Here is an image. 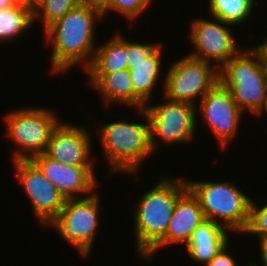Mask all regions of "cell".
Instances as JSON below:
<instances>
[{
    "instance_id": "obj_1",
    "label": "cell",
    "mask_w": 267,
    "mask_h": 266,
    "mask_svg": "<svg viewBox=\"0 0 267 266\" xmlns=\"http://www.w3.org/2000/svg\"><path fill=\"white\" fill-rule=\"evenodd\" d=\"M101 20V8L82 3L43 31L44 42L52 49L49 74L64 75L77 65L84 71L90 65L98 46L96 28Z\"/></svg>"
},
{
    "instance_id": "obj_2",
    "label": "cell",
    "mask_w": 267,
    "mask_h": 266,
    "mask_svg": "<svg viewBox=\"0 0 267 266\" xmlns=\"http://www.w3.org/2000/svg\"><path fill=\"white\" fill-rule=\"evenodd\" d=\"M138 118L146 121L141 122L134 120L131 122L128 119H119L111 123L101 124L97 126L96 136L99 137L102 145V155L107 166L108 174L128 176H138L143 164L149 160V157L155 155L150 144V121L144 108L136 109ZM146 160V161H145ZM138 173V174H137Z\"/></svg>"
},
{
    "instance_id": "obj_3",
    "label": "cell",
    "mask_w": 267,
    "mask_h": 266,
    "mask_svg": "<svg viewBox=\"0 0 267 266\" xmlns=\"http://www.w3.org/2000/svg\"><path fill=\"white\" fill-rule=\"evenodd\" d=\"M186 177L163 176L138 197L133 209L135 249L143 258L166 234L178 199L188 190Z\"/></svg>"
},
{
    "instance_id": "obj_4",
    "label": "cell",
    "mask_w": 267,
    "mask_h": 266,
    "mask_svg": "<svg viewBox=\"0 0 267 266\" xmlns=\"http://www.w3.org/2000/svg\"><path fill=\"white\" fill-rule=\"evenodd\" d=\"M198 199L205 219L216 222L232 233L242 234L249 223L251 198L232 181L186 180ZM237 186V187H236Z\"/></svg>"
},
{
    "instance_id": "obj_5",
    "label": "cell",
    "mask_w": 267,
    "mask_h": 266,
    "mask_svg": "<svg viewBox=\"0 0 267 266\" xmlns=\"http://www.w3.org/2000/svg\"><path fill=\"white\" fill-rule=\"evenodd\" d=\"M250 48H243L227 61L218 70V77L236 105L246 114L249 112L254 116L267 97V72L260 54Z\"/></svg>"
},
{
    "instance_id": "obj_6",
    "label": "cell",
    "mask_w": 267,
    "mask_h": 266,
    "mask_svg": "<svg viewBox=\"0 0 267 266\" xmlns=\"http://www.w3.org/2000/svg\"><path fill=\"white\" fill-rule=\"evenodd\" d=\"M11 111L2 118L6 126L5 138L15 145L11 150V161L30 160L45 153L51 133L61 120L58 112L45 106H27Z\"/></svg>"
},
{
    "instance_id": "obj_7",
    "label": "cell",
    "mask_w": 267,
    "mask_h": 266,
    "mask_svg": "<svg viewBox=\"0 0 267 266\" xmlns=\"http://www.w3.org/2000/svg\"><path fill=\"white\" fill-rule=\"evenodd\" d=\"M100 196L92 195L80 199H68L56 218L47 226L55 229L60 238L88 258L97 238L100 223Z\"/></svg>"
},
{
    "instance_id": "obj_8",
    "label": "cell",
    "mask_w": 267,
    "mask_h": 266,
    "mask_svg": "<svg viewBox=\"0 0 267 266\" xmlns=\"http://www.w3.org/2000/svg\"><path fill=\"white\" fill-rule=\"evenodd\" d=\"M172 62L164 71L161 83V93L169 100L196 106L198 99L201 100L219 82L218 69L209 62L189 55H182Z\"/></svg>"
},
{
    "instance_id": "obj_9",
    "label": "cell",
    "mask_w": 267,
    "mask_h": 266,
    "mask_svg": "<svg viewBox=\"0 0 267 266\" xmlns=\"http://www.w3.org/2000/svg\"><path fill=\"white\" fill-rule=\"evenodd\" d=\"M161 96L165 102L148 103L144 107L150 121V144L154 153L161 148V143L167 146L190 143L197 132L196 106Z\"/></svg>"
},
{
    "instance_id": "obj_10",
    "label": "cell",
    "mask_w": 267,
    "mask_h": 266,
    "mask_svg": "<svg viewBox=\"0 0 267 266\" xmlns=\"http://www.w3.org/2000/svg\"><path fill=\"white\" fill-rule=\"evenodd\" d=\"M212 19L198 17L191 20L188 40L194 51L187 55L209 62L219 70L245 47L240 48L236 42L233 25Z\"/></svg>"
},
{
    "instance_id": "obj_11",
    "label": "cell",
    "mask_w": 267,
    "mask_h": 266,
    "mask_svg": "<svg viewBox=\"0 0 267 266\" xmlns=\"http://www.w3.org/2000/svg\"><path fill=\"white\" fill-rule=\"evenodd\" d=\"M198 103L196 120H200L198 116L201 115V120L220 143L219 147L226 149L239 134V124L244 112L236 105L231 93L219 82Z\"/></svg>"
},
{
    "instance_id": "obj_12",
    "label": "cell",
    "mask_w": 267,
    "mask_h": 266,
    "mask_svg": "<svg viewBox=\"0 0 267 266\" xmlns=\"http://www.w3.org/2000/svg\"><path fill=\"white\" fill-rule=\"evenodd\" d=\"M12 166L33 213L41 226L47 228L60 213L66 200L31 160H15Z\"/></svg>"
},
{
    "instance_id": "obj_13",
    "label": "cell",
    "mask_w": 267,
    "mask_h": 266,
    "mask_svg": "<svg viewBox=\"0 0 267 266\" xmlns=\"http://www.w3.org/2000/svg\"><path fill=\"white\" fill-rule=\"evenodd\" d=\"M30 160L65 200L88 197L97 191L96 187H99L95 166L64 164L48 157L45 153L35 155Z\"/></svg>"
},
{
    "instance_id": "obj_14",
    "label": "cell",
    "mask_w": 267,
    "mask_h": 266,
    "mask_svg": "<svg viewBox=\"0 0 267 266\" xmlns=\"http://www.w3.org/2000/svg\"><path fill=\"white\" fill-rule=\"evenodd\" d=\"M62 121L52 131L45 154L72 166L96 165L92 155L93 131L83 125Z\"/></svg>"
},
{
    "instance_id": "obj_15",
    "label": "cell",
    "mask_w": 267,
    "mask_h": 266,
    "mask_svg": "<svg viewBox=\"0 0 267 266\" xmlns=\"http://www.w3.org/2000/svg\"><path fill=\"white\" fill-rule=\"evenodd\" d=\"M205 216L198 199L188 189L177 201L165 236L143 257L153 261L155 253L165 246L186 245ZM154 254V255H153Z\"/></svg>"
},
{
    "instance_id": "obj_16",
    "label": "cell",
    "mask_w": 267,
    "mask_h": 266,
    "mask_svg": "<svg viewBox=\"0 0 267 266\" xmlns=\"http://www.w3.org/2000/svg\"><path fill=\"white\" fill-rule=\"evenodd\" d=\"M89 86L100 94L105 106L117 103L130 108H144L145 103L134 93L128 69L113 73H85ZM96 90V91H95Z\"/></svg>"
},
{
    "instance_id": "obj_17",
    "label": "cell",
    "mask_w": 267,
    "mask_h": 266,
    "mask_svg": "<svg viewBox=\"0 0 267 266\" xmlns=\"http://www.w3.org/2000/svg\"><path fill=\"white\" fill-rule=\"evenodd\" d=\"M230 233L222 225L206 219L197 227L184 246L187 256L193 262L204 266L230 241Z\"/></svg>"
},
{
    "instance_id": "obj_18",
    "label": "cell",
    "mask_w": 267,
    "mask_h": 266,
    "mask_svg": "<svg viewBox=\"0 0 267 266\" xmlns=\"http://www.w3.org/2000/svg\"><path fill=\"white\" fill-rule=\"evenodd\" d=\"M164 45L161 44L144 60L137 64H132L129 69L134 93L147 105L154 99V90H157V84H160V76H163V50ZM159 81V82H158ZM153 97V98H152Z\"/></svg>"
},
{
    "instance_id": "obj_19",
    "label": "cell",
    "mask_w": 267,
    "mask_h": 266,
    "mask_svg": "<svg viewBox=\"0 0 267 266\" xmlns=\"http://www.w3.org/2000/svg\"><path fill=\"white\" fill-rule=\"evenodd\" d=\"M114 34L97 46L92 62L83 72L113 73L128 69L127 38L119 31Z\"/></svg>"
},
{
    "instance_id": "obj_20",
    "label": "cell",
    "mask_w": 267,
    "mask_h": 266,
    "mask_svg": "<svg viewBox=\"0 0 267 266\" xmlns=\"http://www.w3.org/2000/svg\"><path fill=\"white\" fill-rule=\"evenodd\" d=\"M34 25L33 9L23 4L0 10V42H11ZM22 34V35H21Z\"/></svg>"
},
{
    "instance_id": "obj_21",
    "label": "cell",
    "mask_w": 267,
    "mask_h": 266,
    "mask_svg": "<svg viewBox=\"0 0 267 266\" xmlns=\"http://www.w3.org/2000/svg\"><path fill=\"white\" fill-rule=\"evenodd\" d=\"M255 1L257 0H208V14L227 24L243 26L241 23L249 20L258 4Z\"/></svg>"
},
{
    "instance_id": "obj_22",
    "label": "cell",
    "mask_w": 267,
    "mask_h": 266,
    "mask_svg": "<svg viewBox=\"0 0 267 266\" xmlns=\"http://www.w3.org/2000/svg\"><path fill=\"white\" fill-rule=\"evenodd\" d=\"M83 0H42L33 10L34 23L40 20L44 31L70 10L81 5Z\"/></svg>"
},
{
    "instance_id": "obj_23",
    "label": "cell",
    "mask_w": 267,
    "mask_h": 266,
    "mask_svg": "<svg viewBox=\"0 0 267 266\" xmlns=\"http://www.w3.org/2000/svg\"><path fill=\"white\" fill-rule=\"evenodd\" d=\"M152 2L153 0H109L102 9L103 20L108 16V12H113L128 21L131 20L130 22H135L145 11L149 10Z\"/></svg>"
},
{
    "instance_id": "obj_24",
    "label": "cell",
    "mask_w": 267,
    "mask_h": 266,
    "mask_svg": "<svg viewBox=\"0 0 267 266\" xmlns=\"http://www.w3.org/2000/svg\"><path fill=\"white\" fill-rule=\"evenodd\" d=\"M255 199H251L249 223L242 235H256L257 240H265L267 239V199H265L266 201L260 200L259 203L262 204H259Z\"/></svg>"
},
{
    "instance_id": "obj_25",
    "label": "cell",
    "mask_w": 267,
    "mask_h": 266,
    "mask_svg": "<svg viewBox=\"0 0 267 266\" xmlns=\"http://www.w3.org/2000/svg\"><path fill=\"white\" fill-rule=\"evenodd\" d=\"M161 43L156 42L147 43L138 42V40L127 39V65L128 70L132 68V64H137L144 60L149 54H151Z\"/></svg>"
},
{
    "instance_id": "obj_26",
    "label": "cell",
    "mask_w": 267,
    "mask_h": 266,
    "mask_svg": "<svg viewBox=\"0 0 267 266\" xmlns=\"http://www.w3.org/2000/svg\"><path fill=\"white\" fill-rule=\"evenodd\" d=\"M229 245L230 241L204 266H238L237 259L231 256V252L228 253Z\"/></svg>"
},
{
    "instance_id": "obj_27",
    "label": "cell",
    "mask_w": 267,
    "mask_h": 266,
    "mask_svg": "<svg viewBox=\"0 0 267 266\" xmlns=\"http://www.w3.org/2000/svg\"><path fill=\"white\" fill-rule=\"evenodd\" d=\"M261 42V44H257L256 46H252L261 56L263 66L265 71L267 72V37H265Z\"/></svg>"
},
{
    "instance_id": "obj_28",
    "label": "cell",
    "mask_w": 267,
    "mask_h": 266,
    "mask_svg": "<svg viewBox=\"0 0 267 266\" xmlns=\"http://www.w3.org/2000/svg\"><path fill=\"white\" fill-rule=\"evenodd\" d=\"M259 243V252H260V257L258 261H260L261 265L258 263L252 262L255 266H267V239L265 240H257Z\"/></svg>"
},
{
    "instance_id": "obj_29",
    "label": "cell",
    "mask_w": 267,
    "mask_h": 266,
    "mask_svg": "<svg viewBox=\"0 0 267 266\" xmlns=\"http://www.w3.org/2000/svg\"><path fill=\"white\" fill-rule=\"evenodd\" d=\"M83 2L103 9L109 0H83Z\"/></svg>"
},
{
    "instance_id": "obj_30",
    "label": "cell",
    "mask_w": 267,
    "mask_h": 266,
    "mask_svg": "<svg viewBox=\"0 0 267 266\" xmlns=\"http://www.w3.org/2000/svg\"><path fill=\"white\" fill-rule=\"evenodd\" d=\"M16 5L17 2L15 0H0V10L13 8Z\"/></svg>"
},
{
    "instance_id": "obj_31",
    "label": "cell",
    "mask_w": 267,
    "mask_h": 266,
    "mask_svg": "<svg viewBox=\"0 0 267 266\" xmlns=\"http://www.w3.org/2000/svg\"><path fill=\"white\" fill-rule=\"evenodd\" d=\"M267 114V97L264 101V104L263 106L260 108V110L255 114V116L257 117H260L261 118V115L264 116ZM267 116V115H266Z\"/></svg>"
},
{
    "instance_id": "obj_32",
    "label": "cell",
    "mask_w": 267,
    "mask_h": 266,
    "mask_svg": "<svg viewBox=\"0 0 267 266\" xmlns=\"http://www.w3.org/2000/svg\"><path fill=\"white\" fill-rule=\"evenodd\" d=\"M42 0H25V5L31 7L33 10Z\"/></svg>"
},
{
    "instance_id": "obj_33",
    "label": "cell",
    "mask_w": 267,
    "mask_h": 266,
    "mask_svg": "<svg viewBox=\"0 0 267 266\" xmlns=\"http://www.w3.org/2000/svg\"><path fill=\"white\" fill-rule=\"evenodd\" d=\"M15 2H17V4L25 5V0H15Z\"/></svg>"
},
{
    "instance_id": "obj_34",
    "label": "cell",
    "mask_w": 267,
    "mask_h": 266,
    "mask_svg": "<svg viewBox=\"0 0 267 266\" xmlns=\"http://www.w3.org/2000/svg\"><path fill=\"white\" fill-rule=\"evenodd\" d=\"M246 266H255L251 261L248 264H245Z\"/></svg>"
}]
</instances>
